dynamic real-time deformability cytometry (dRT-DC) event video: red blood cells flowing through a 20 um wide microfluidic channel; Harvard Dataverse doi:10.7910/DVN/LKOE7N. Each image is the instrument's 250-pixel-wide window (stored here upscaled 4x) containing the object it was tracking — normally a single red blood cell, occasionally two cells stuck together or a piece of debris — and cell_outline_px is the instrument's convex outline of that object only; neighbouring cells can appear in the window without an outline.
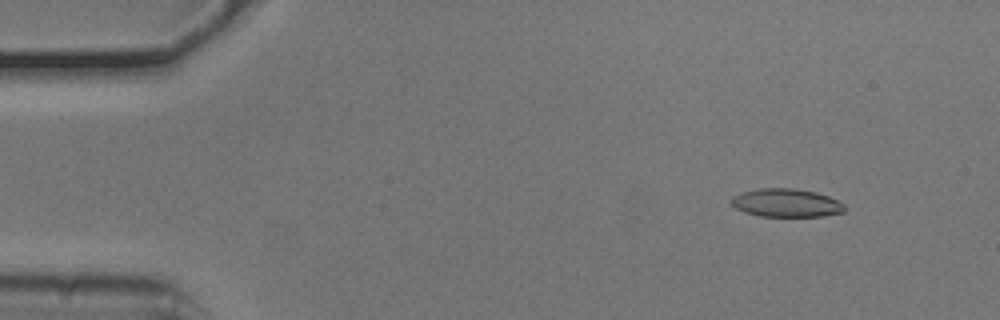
{"species": "common noctule bat (a hibernating species)", "species_latin": "Nyctalus noctula", "temperature_condition": "cold", "stored_images_in_passage": 50, "camera_frame_rate_fps": 3000, "um_per_image_px": 0.085, "animal": {"sex": "male", "body_mass_g": 20.5, "forearm_length_mm": 52.5}, "frame": {"image": 1, "passage_image": 2, "time_ms": 0.333, "image_size_px": [1000, 320], "cell_outline_px": [[848, 208], [844, 212], [824, 216], [760, 216], [744, 212], [736, 208], [728, 200], [732, 196], [740, 192], [760, 188], [792, 188], [816, 192], [828, 196], [844, 204]], "centroid_in_image_um": [66.82, 17.24], "position_along_channel_um": 18.2, "area_um2": 18.84}}
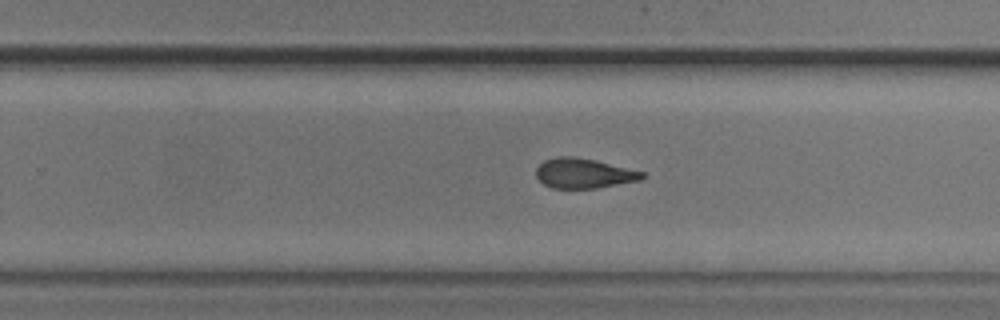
{"frame": {"image": 2, "passage_image": 30, "time_ms": 9.667, "image_size_px": [1000, 320], "cell_outline_px": [[648, 176], [640, 180], [596, 188], [552, 188], [544, 184], [536, 176], [536, 168], [544, 160], [556, 156], [572, 156], [596, 160], [644, 172]], "centroid_in_image_um": [49.62, 14.72], "position_along_channel_um": 280.2, "area_um2": 18.5}}
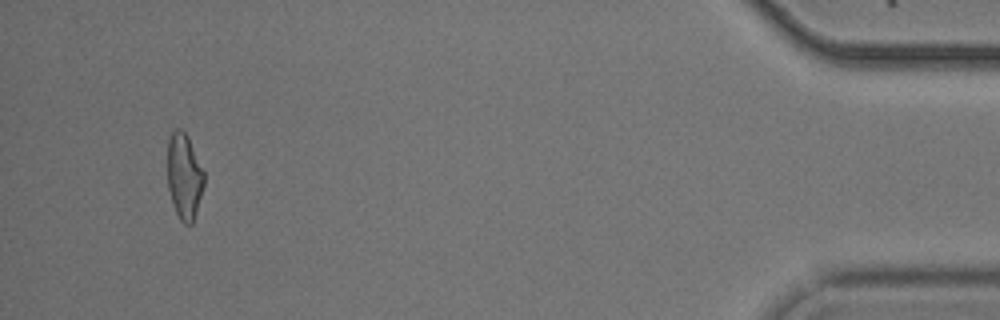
{"frame": {"image": 3, "passage_image": 47, "time_ms": 15.333, "image_size_px": [1000, 320], "cell_outline_px": [[204, 184], [192, 224], [184, 224], [180, 220], [176, 212], [168, 188], [168, 140], [172, 132], [176, 128], [180, 128], [188, 136], [204, 172]], "centroid_in_image_um": [15.66, 14.96], "position_along_channel_um": 419.5, "area_um2": 18.03}, "authors_computed_cell_mechanics": {"area_um2": 19.3341, "velocity_mm_per_s": 3.7745, "shape_relaxation_time_tau1_ms": 4.9231, "shape_relaxation_time_tau2_ms": 3.8636, "deformation_change_tau1": 0.1371, "deformation_change_tau2": 0.1253}}